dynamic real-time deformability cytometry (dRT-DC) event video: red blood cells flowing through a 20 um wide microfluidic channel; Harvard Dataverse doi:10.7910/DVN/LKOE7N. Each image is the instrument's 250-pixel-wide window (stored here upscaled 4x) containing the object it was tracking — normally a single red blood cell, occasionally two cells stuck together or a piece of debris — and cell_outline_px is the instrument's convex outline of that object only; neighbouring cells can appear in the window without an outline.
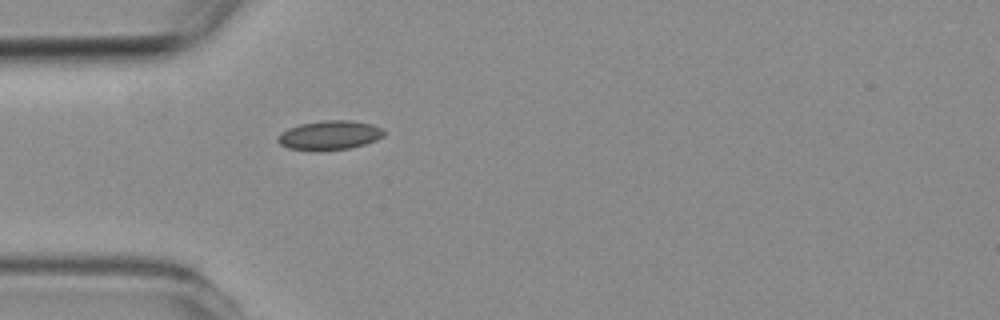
{"species": "common noctule bat (a hibernating species)", "species_latin": "Nyctalus noctula", "temperature_condition": "room temperature", "stored_images_in_passage": 1, "camera_frame_rate_fps": 3000, "um_per_image_px": 0.085, "animal": {"sex": "female", "body_mass_g": 19.3, "forearm_length_mm": 54.1}, "frame": {"image": 1, "passage_image": 1, "time_ms": 0.0, "image_size_px": [1000, 320], "cell_outline_px": [[384, 136], [376, 140], [352, 148], [320, 152], [312, 152], [288, 148], [280, 144], [276, 140], [276, 136], [288, 128], [300, 124], [324, 120], [352, 120], [372, 124], [380, 128], [384, 132]], "centroid_in_image_um": [27.97, 11.52], "position_along_channel_um": 57.0, "area_um2": 18.5}}